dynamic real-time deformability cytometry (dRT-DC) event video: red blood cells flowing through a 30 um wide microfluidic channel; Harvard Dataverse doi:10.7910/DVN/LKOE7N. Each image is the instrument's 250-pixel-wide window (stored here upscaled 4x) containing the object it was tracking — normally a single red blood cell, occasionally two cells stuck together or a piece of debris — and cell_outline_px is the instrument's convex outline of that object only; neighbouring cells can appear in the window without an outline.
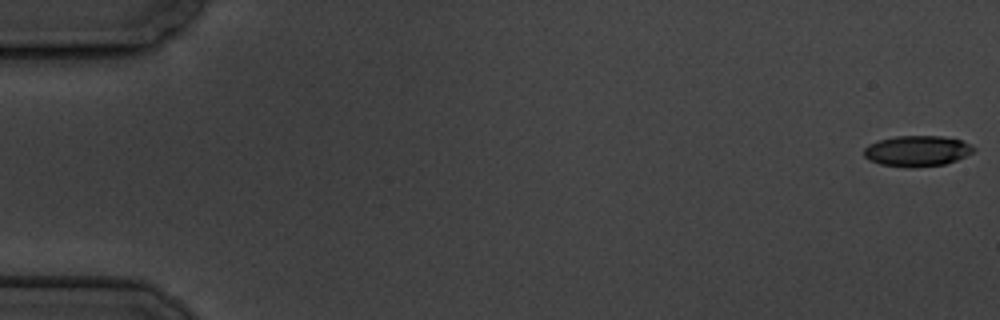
{"species": "common noctule bat (a hibernating species)", "species_latin": "Nyctalus noctula", "temperature_condition": "cold", "stored_images_in_passage": 7, "camera_frame_rate_fps": 3000, "um_per_image_px": 0.085, "animal": {"sex": "male", "body_mass_g": 19.5, "forearm_length_mm": 54.6}, "frame": {"image": 1, "passage_image": 1, "time_ms": 0.0, "image_size_px": [1000, 320], "cell_outline_px": [[976, 148], [972, 152], [956, 160], [944, 164], [912, 168], [908, 168], [880, 164], [868, 160], [864, 156], [864, 148], [868, 144], [880, 140], [896, 136], [944, 136], [960, 140]], "centroid_in_image_um": [77.91, 12.84], "position_along_channel_um": 7.1, "area_um2": 19.59}}
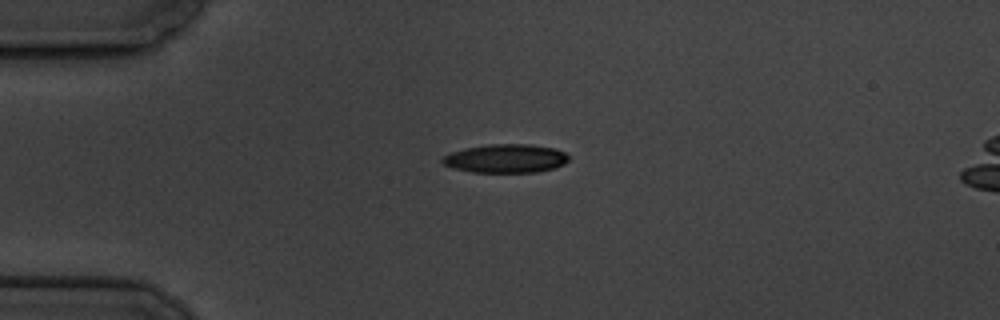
{"frame": {"image": 2, "passage_image": 5, "time_ms": 4.667, "image_size_px": [1000, 320], "cell_outline_px": [[568, 160], [564, 164], [552, 168], [536, 172], [472, 172], [452, 168], [444, 164], [440, 160], [444, 156], [452, 152], [464, 148], [488, 144], [528, 144], [556, 148], [564, 152], [568, 156]], "centroid_in_image_um": [42.97, 13.46], "position_along_channel_um": 42.0, "area_um2": 21.04}}